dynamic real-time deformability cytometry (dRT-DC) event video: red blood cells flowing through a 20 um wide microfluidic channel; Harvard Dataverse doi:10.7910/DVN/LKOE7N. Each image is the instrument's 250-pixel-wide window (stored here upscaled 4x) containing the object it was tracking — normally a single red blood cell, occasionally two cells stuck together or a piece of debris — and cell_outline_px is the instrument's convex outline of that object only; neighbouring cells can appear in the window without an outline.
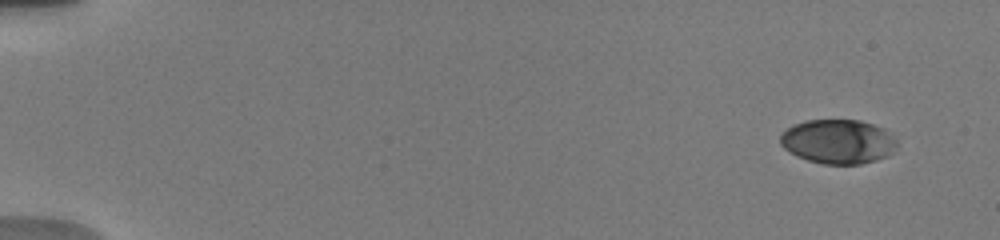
{"species": "human", "species_latin": "Homo sapiens", "temperature_condition": "warm", "stored_images_in_passage": 28, "camera_frame_rate_fps": 3000, "um_per_image_px": 0.085, "donor": {"sex": "male"}, "frame": {"image": 1, "passage_image": 2, "time_ms": 0.667, "image_size_px": [1000, 240], "cell_outline_px": [[896, 144], [892, 152], [888, 156], [876, 160], [860, 164], [824, 164], [808, 160], [796, 156], [784, 148], [780, 144], [780, 136], [788, 128], [796, 124], [808, 120], [860, 120], [884, 128], [896, 140]], "centroid_in_image_um": [71.24, 12.04], "position_along_channel_um": 13.8, "area_um2": 29.94}}
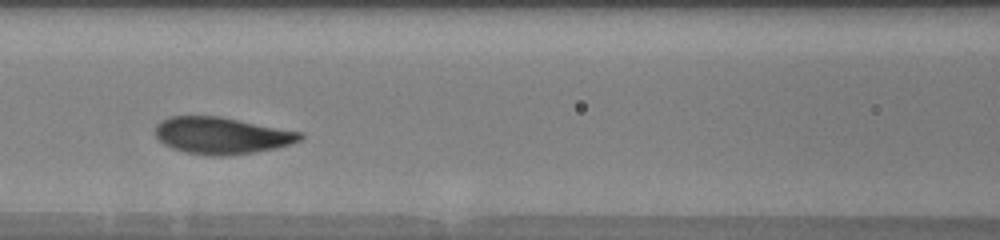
{"frame": {"image": 2, "passage_image": 21, "time_ms": 9.0, "image_size_px": [1000, 240], "cell_outline_px": [[304, 136], [300, 140], [292, 144], [276, 148], [228, 156], [212, 156], [184, 152], [172, 148], [164, 144], [156, 136], [156, 124], [168, 116], [220, 116], [300, 132]], "centroid_in_image_um": [18.82, 11.52], "position_along_channel_um": 147.8, "area_um2": 30.98}}
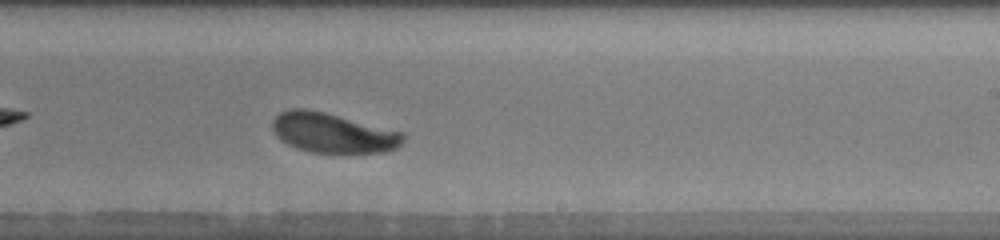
{"frame": {"image": 3, "passage_image": 28, "time_ms": 12.0, "image_size_px": [1000, 240], "cell_outline_px": [[404, 140], [396, 148], [384, 152], [308, 152], [296, 148], [280, 140], [276, 136], [272, 128], [272, 120], [280, 112], [288, 108], [308, 108], [404, 132]], "centroid_in_image_um": [28.25, 11.28], "position_along_channel_um": 260.7, "area_um2": 30.35}}